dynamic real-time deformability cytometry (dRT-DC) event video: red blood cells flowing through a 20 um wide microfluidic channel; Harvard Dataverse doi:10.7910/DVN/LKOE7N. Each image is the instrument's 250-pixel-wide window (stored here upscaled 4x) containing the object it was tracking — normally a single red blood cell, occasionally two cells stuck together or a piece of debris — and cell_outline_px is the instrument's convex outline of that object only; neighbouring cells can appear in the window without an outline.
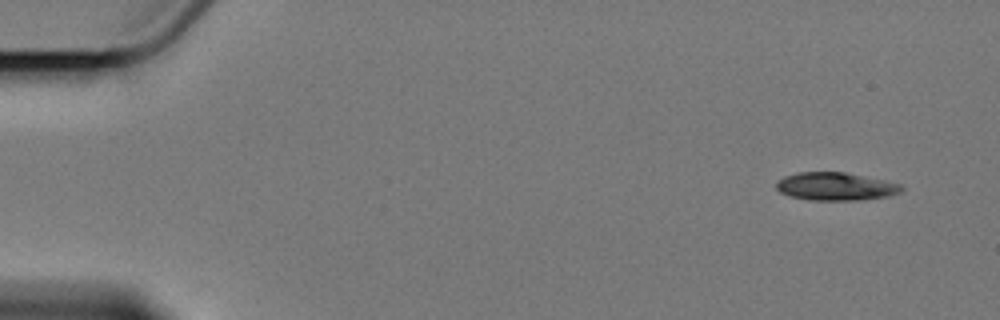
{"species": "Egyptian fruit bat (a non-hibernating species)", "species_latin": "Rousettus aegyptiacus", "temperature_condition": "cold", "stored_images_in_passage": 5, "camera_frame_rate_fps": 3000, "um_per_image_px": 0.085, "animal": {"sex": "female"}, "frame": {"image": 1, "passage_image": 1, "time_ms": 0.0, "image_size_px": [1000, 320], "cell_outline_px": [[904, 188], [900, 192], [888, 196], [860, 200], [808, 200], [788, 196], [780, 192], [776, 188], [776, 180], [784, 176], [796, 172], [844, 172], [904, 184]], "centroid_in_image_um": [71.01, 15.85], "position_along_channel_um": 14.0, "area_um2": 20.63}}